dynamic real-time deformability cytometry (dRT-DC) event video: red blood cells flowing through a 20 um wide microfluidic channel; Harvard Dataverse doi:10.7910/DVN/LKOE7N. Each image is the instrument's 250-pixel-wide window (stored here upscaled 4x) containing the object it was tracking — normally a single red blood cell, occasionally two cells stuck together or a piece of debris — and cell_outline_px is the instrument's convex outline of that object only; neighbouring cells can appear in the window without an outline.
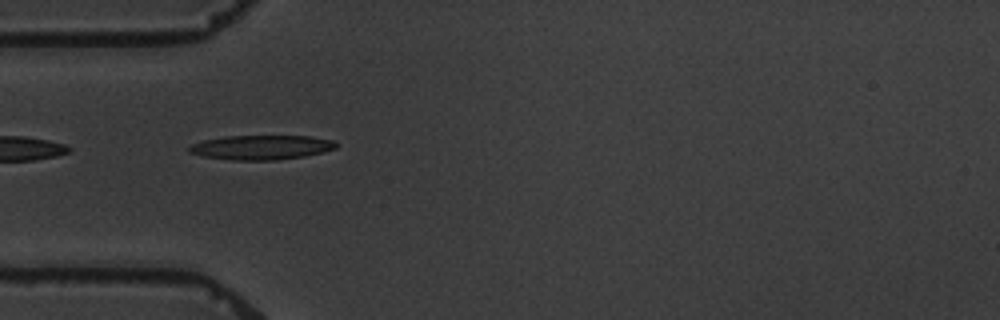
{"species": "common noctule bat (a hibernating species)", "species_latin": "Nyctalus noctula", "temperature_condition": "warm", "stored_images_in_passage": 3, "camera_frame_rate_fps": 3000, "um_per_image_px": 0.085, "animal": {"sex": "male", "body_mass_g": 19.5, "forearm_length_mm": 54.6}, "frame": {"image": 1, "passage_image": 2, "time_ms": 2.0, "image_size_px": [1000, 320], "cell_outline_px": [[336, 148], [324, 152], [304, 156], [276, 160], [232, 160], [204, 156], [188, 152], [188, 148], [192, 144], [204, 140], [224, 136], [312, 136], [332, 140], [336, 144]], "centroid_in_image_um": [22.21, 12.52], "position_along_channel_um": 62.8, "area_um2": 20.87}}